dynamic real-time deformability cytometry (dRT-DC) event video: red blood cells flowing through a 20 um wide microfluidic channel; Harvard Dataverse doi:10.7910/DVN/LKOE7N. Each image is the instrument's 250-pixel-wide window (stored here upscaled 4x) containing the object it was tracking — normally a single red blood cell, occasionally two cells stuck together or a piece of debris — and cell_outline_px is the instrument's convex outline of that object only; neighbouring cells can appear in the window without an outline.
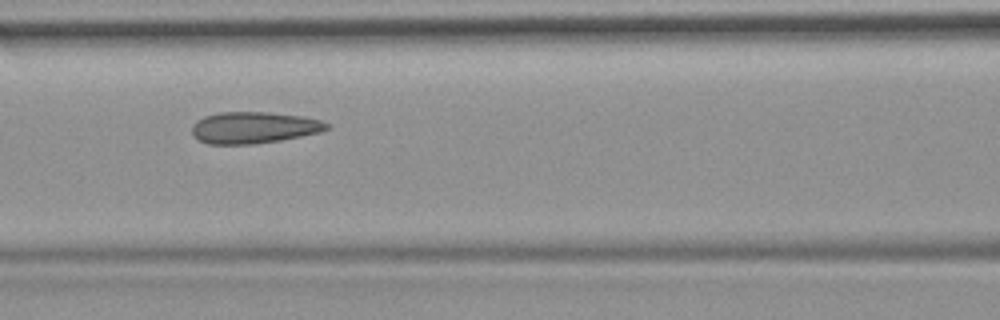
{"species": "common noctule bat (a hibernating species)", "species_latin": "Nyctalus noctula", "temperature_condition": "room temperature", "stored_images_in_passage": 53, "camera_frame_rate_fps": 3000, "um_per_image_px": 0.085, "animal": {"sex": "female", "body_mass_g": 19.9}, "frame": {"image": 1, "passage_image": 23, "time_ms": 7.333, "image_size_px": [1000, 320], "cell_outline_px": [[332, 124], [328, 128], [320, 132], [280, 140], [256, 144], [208, 144], [200, 140], [192, 132], [192, 124], [196, 120], [204, 116], [220, 112], [268, 112], [304, 116], [320, 120]], "centroid_in_image_um": [21.58, 10.84], "position_along_channel_um": 145.0, "area_um2": 24.85}, "authors_computed_cell_mechanics": {"area_um2": 25.2008, "velocity_mm_per_s": 3.7434, "shape_relaxation_time_tau1_ms": null, "shape_relaxation_time_tau2_ms": 1.1164, "deformation_change_tau1": null, "deformation_change_tau2": 0.0724}}